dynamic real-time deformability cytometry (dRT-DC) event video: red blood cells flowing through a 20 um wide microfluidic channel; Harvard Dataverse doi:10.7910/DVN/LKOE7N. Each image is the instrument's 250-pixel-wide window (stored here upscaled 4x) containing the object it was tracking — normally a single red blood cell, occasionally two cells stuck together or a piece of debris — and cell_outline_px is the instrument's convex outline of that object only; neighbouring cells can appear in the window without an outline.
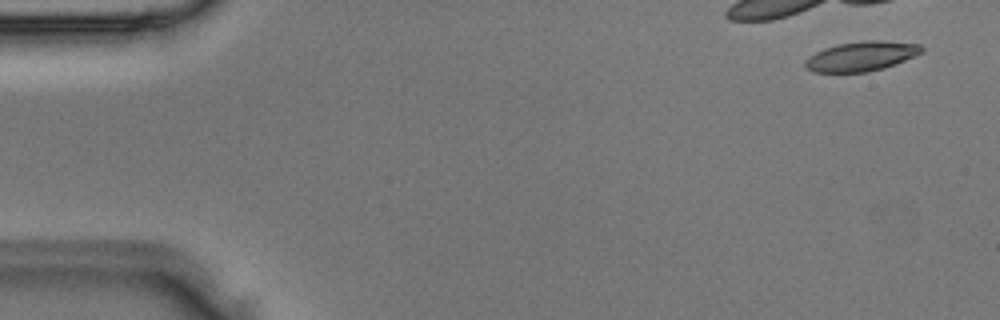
{"species": "Egyptian fruit bat (a non-hibernating species)", "species_latin": "Rousettus aegyptiacus", "temperature_condition": "room temperature", "stored_images_in_passage": 4, "segment_of_instrument_passage": [2, 2], "camera_frame_rate_fps": 3000, "um_per_image_px": 0.085, "animal": {"sex": "male"}, "frame": {"image": 1, "passage_image": 4, "time_ms": 1.0, "image_size_px": [1000, 320], "cell_outline_px": [[924, 52], [884, 68], [868, 72], [812, 72], [804, 68], [804, 60], [816, 52], [824, 48], [840, 44], [864, 40], [880, 40], [920, 44], [924, 48]], "centroid_in_image_um": [73.2, 4.78], "position_along_channel_um": 11.8, "area_um2": 20.17}}